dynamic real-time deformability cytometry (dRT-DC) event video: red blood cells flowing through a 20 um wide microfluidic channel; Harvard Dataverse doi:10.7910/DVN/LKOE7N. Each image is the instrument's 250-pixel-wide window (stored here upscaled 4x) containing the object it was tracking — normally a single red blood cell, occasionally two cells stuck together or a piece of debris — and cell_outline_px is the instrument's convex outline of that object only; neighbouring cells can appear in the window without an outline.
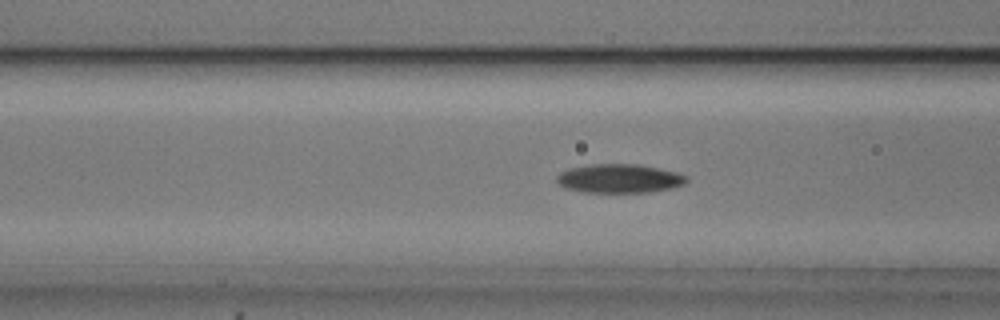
{"species": "common noctule bat (a hibernating species)", "species_latin": "Nyctalus noctula", "temperature_condition": "cold", "stored_images_in_passage": 54, "camera_frame_rate_fps": 3000, "um_per_image_px": 0.085, "animal": {"sex": "male", "body_mass_g": 20.5, "forearm_length_mm": 52.5}, "frame": {"image": 1, "passage_image": 21, "time_ms": 6.667, "image_size_px": [1000, 320], "cell_outline_px": [[688, 180], [684, 184], [672, 188], [648, 192], [584, 192], [564, 188], [556, 180], [556, 176], [560, 172], [568, 168], [592, 164], [640, 164], [676, 172], [688, 176]], "centroid_in_image_um": [52.64, 15.17], "position_along_channel_um": 114.0, "area_um2": 21.91}}
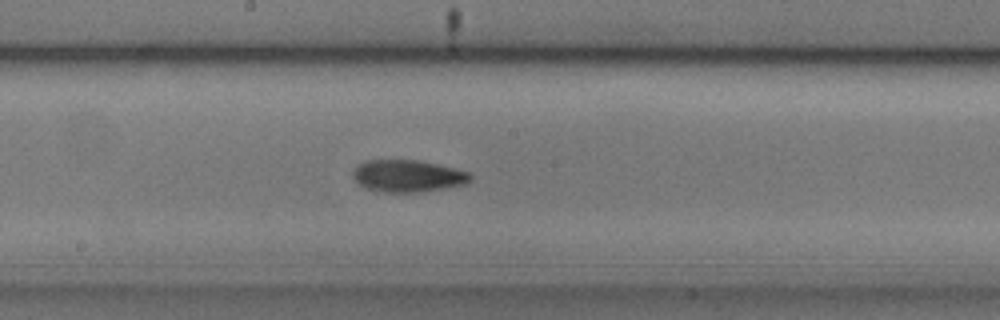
{"frame": {"image": 2, "passage_image": 29, "time_ms": 9.333, "image_size_px": [1000, 320], "cell_outline_px": [[472, 180], [468, 184], [420, 192], [380, 192], [368, 188], [360, 184], [352, 176], [352, 172], [364, 160], [420, 160], [468, 172], [472, 176]], "centroid_in_image_um": [34.68, 14.96], "position_along_channel_um": 213.5, "area_um2": 21.85}}
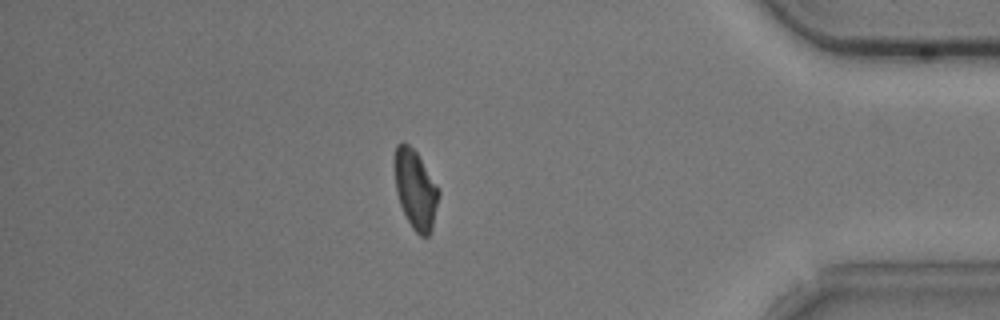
{"frame": {"image": 3, "passage_image": 47, "time_ms": 15.333, "image_size_px": [1000, 320], "cell_outline_px": [[440, 192], [432, 232], [428, 236], [420, 236], [412, 228], [400, 204], [396, 192], [392, 164], [396, 144], [408, 144], [416, 152], [440, 188]], "centroid_in_image_um": [35.31, 16.1], "position_along_channel_um": 399.9, "area_um2": 20.69}, "authors_computed_cell_mechanics": {"area_um2": 20.6924, "velocity_mm_per_s": 3.7204, "shape_relaxation_time_tau1_ms": 3.1967, "shape_relaxation_time_tau2_ms": 3.3874, "deformation_change_tau1": 0.116, "deformation_change_tau2": 0.0959}}